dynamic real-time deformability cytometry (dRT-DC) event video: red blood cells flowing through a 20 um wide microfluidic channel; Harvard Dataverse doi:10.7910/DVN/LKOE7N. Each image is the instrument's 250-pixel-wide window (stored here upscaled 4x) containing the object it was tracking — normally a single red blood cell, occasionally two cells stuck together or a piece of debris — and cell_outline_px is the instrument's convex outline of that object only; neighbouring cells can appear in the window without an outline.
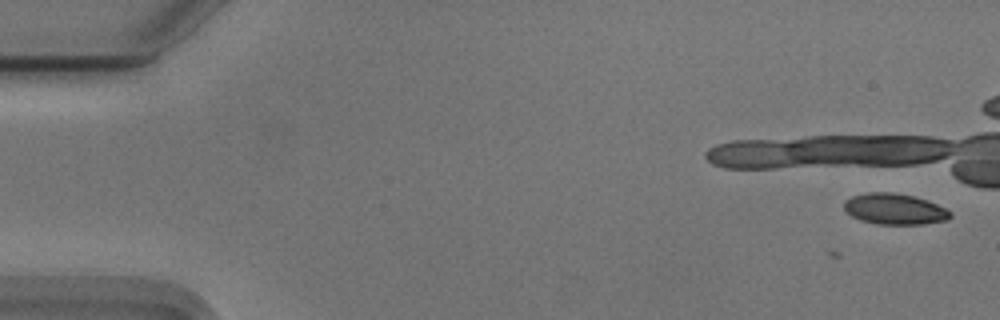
{"species": "Egyptian fruit bat (a non-hibernating species)", "species_latin": "Rousettus aegyptiacus", "temperature_condition": "cold", "stored_images_in_passage": 6, "camera_frame_rate_fps": 3000, "um_per_image_px": 0.085, "animal": {"sex": "male"}, "frame": {"image": 1, "passage_image": 1, "time_ms": 0.0, "image_size_px": [1000, 320], "cell_outline_px": [[952, 216], [948, 220], [924, 224], [880, 224], [860, 220], [852, 216], [844, 208], [844, 200], [852, 196], [868, 192], [892, 192], [912, 196], [928, 200], [952, 212]], "centroid_in_image_um": [76.05, 17.76], "position_along_channel_um": 8.9, "area_um2": 19.13}}